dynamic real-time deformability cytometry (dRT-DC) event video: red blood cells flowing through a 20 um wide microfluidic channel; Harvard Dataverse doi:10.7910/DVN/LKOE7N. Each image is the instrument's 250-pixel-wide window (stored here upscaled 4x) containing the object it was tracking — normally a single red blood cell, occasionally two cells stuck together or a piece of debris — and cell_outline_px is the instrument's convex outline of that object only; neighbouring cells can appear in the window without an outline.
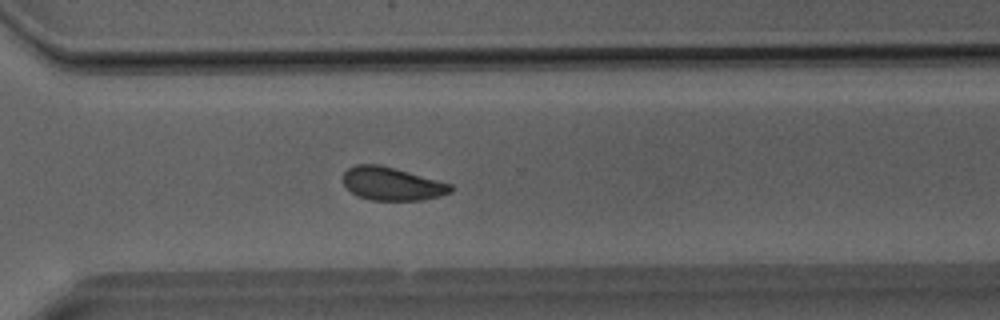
{"species": "Egyptian fruit bat (a non-hibernating species)", "species_latin": "Rousettus aegyptiacus", "temperature_condition": "room temperature", "stored_images_in_passage": 40, "camera_frame_rate_fps": 3000, "um_per_image_px": 0.085, "animal": {"sex": "male"}, "frame": {"image": 1, "passage_image": 29, "time_ms": 9.333, "image_size_px": [1000, 320], "cell_outline_px": [[452, 192], [440, 196], [420, 200], [372, 200], [356, 196], [344, 184], [344, 172], [348, 168], [356, 164], [380, 164], [396, 168], [452, 184]], "centroid_in_image_um": [33.32, 15.61], "position_along_channel_um": 337.3, "area_um2": 20.81}}
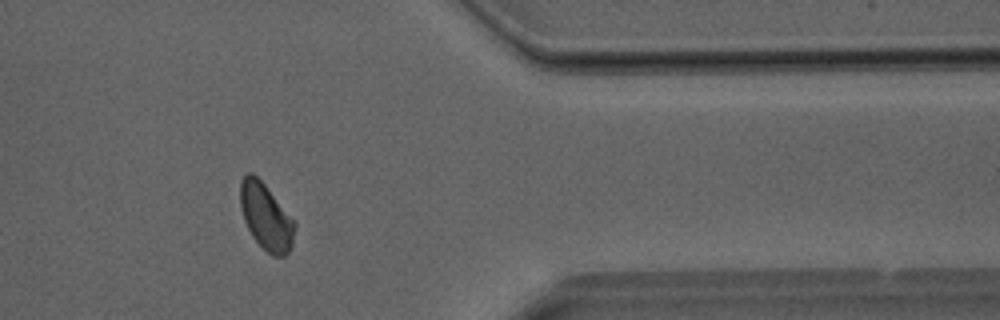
{"frame": {"image": 2, "passage_image": 33, "time_ms": 10.667, "image_size_px": [1000, 320], "cell_outline_px": [[296, 228], [292, 244], [288, 252], [284, 256], [272, 256], [252, 236], [244, 220], [240, 208], [240, 180], [248, 172], [252, 172], [264, 184], [296, 224]], "centroid_in_image_um": [22.59, 18.42], "position_along_channel_um": 388.8, "area_um2": 20.69}}
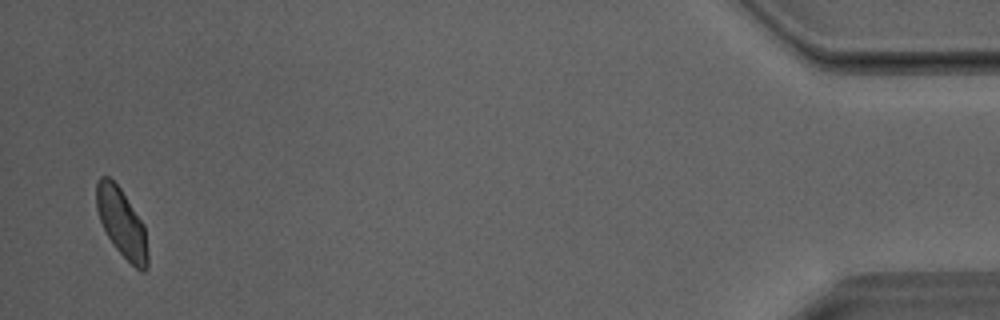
{"frame": {"image": 3, "passage_image": 39, "time_ms": 12.667, "image_size_px": [1000, 320], "cell_outline_px": [[148, 268], [144, 272], [140, 272], [116, 248], [108, 236], [100, 220], [96, 208], [96, 184], [100, 176], [108, 176], [120, 188], [144, 224], [148, 252]], "centroid_in_image_um": [10.36, 18.96], "position_along_channel_um": 424.8, "area_um2": 20.35}}